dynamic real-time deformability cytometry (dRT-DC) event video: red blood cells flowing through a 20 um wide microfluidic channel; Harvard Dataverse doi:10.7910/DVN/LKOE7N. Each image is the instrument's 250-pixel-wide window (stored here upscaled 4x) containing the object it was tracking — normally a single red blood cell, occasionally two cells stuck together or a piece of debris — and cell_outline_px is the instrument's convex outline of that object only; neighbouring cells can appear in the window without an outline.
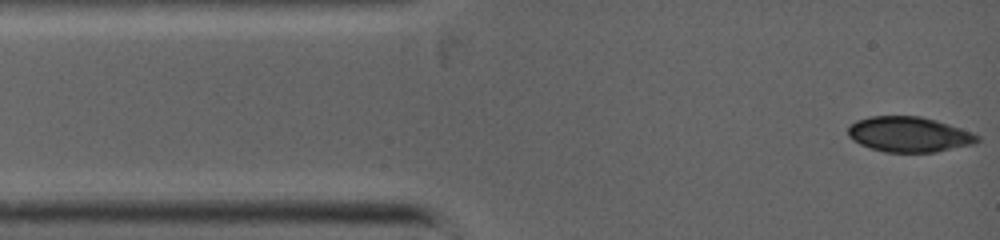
{"species": "common noctule bat (a hibernating species)", "species_latin": "Nyctalus noctula", "temperature_condition": "warm", "stored_images_in_passage": 6, "camera_frame_rate_fps": 5000, "um_per_image_px": 0.085, "animal": {"sex": "female", "body_mass_g": 19.0, "forearm_length_mm": 53.3}, "frame": {"image": 1, "passage_image": 1, "time_ms": 0.0, "image_size_px": [1000, 240], "cell_outline_px": [[980, 140], [976, 144], [936, 152], [884, 152], [860, 144], [852, 140], [848, 136], [848, 128], [856, 120], [868, 116], [920, 116], [936, 120], [972, 132], [980, 136]], "centroid_in_image_um": [77.29, 11.42], "position_along_channel_um": 7.7, "area_um2": 26.7}}